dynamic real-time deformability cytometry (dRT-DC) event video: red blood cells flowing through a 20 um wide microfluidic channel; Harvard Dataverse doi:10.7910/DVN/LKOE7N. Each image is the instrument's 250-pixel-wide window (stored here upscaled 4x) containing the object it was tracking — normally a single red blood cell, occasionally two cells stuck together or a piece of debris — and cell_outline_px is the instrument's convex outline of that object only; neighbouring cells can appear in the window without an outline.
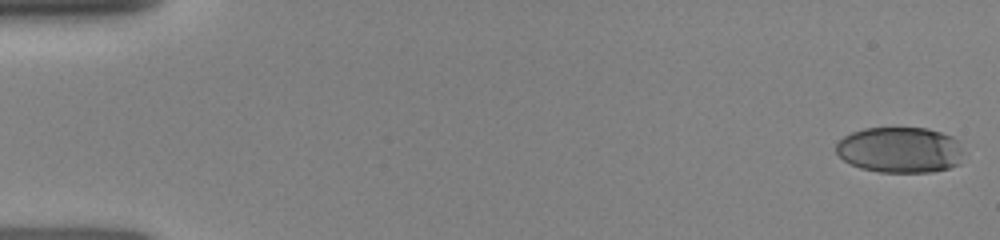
{"species": "human", "species_latin": "Homo sapiens", "temperature_condition": "room temperature", "stored_images_in_passage": 36, "camera_frame_rate_fps": 3000, "um_per_image_px": 0.085, "donor": {"sex": "female"}, "frame": {"image": 1, "passage_image": 1, "time_ms": 0.0, "image_size_px": [1000, 240], "cell_outline_px": [[968, 152], [960, 164], [948, 168], [932, 172], [880, 172], [860, 168], [844, 160], [836, 152], [836, 144], [844, 136], [852, 132], [864, 128], [928, 128], [952, 136]], "centroid_in_image_um": [76.57, 12.74], "position_along_channel_um": 8.4, "area_um2": 34.51}}
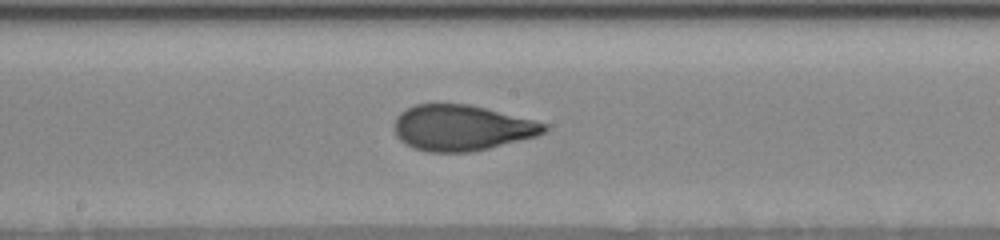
{"frame": {"image": 2, "passage_image": 20, "time_ms": 8.333, "image_size_px": [1000, 240], "cell_outline_px": [[548, 128], [544, 132], [536, 136], [472, 152], [428, 152], [412, 148], [400, 140], [396, 136], [392, 128], [396, 116], [400, 112], [416, 104], [468, 104], [548, 124]], "centroid_in_image_um": [39.18, 10.87], "position_along_channel_um": 209.0, "area_um2": 39.77}}
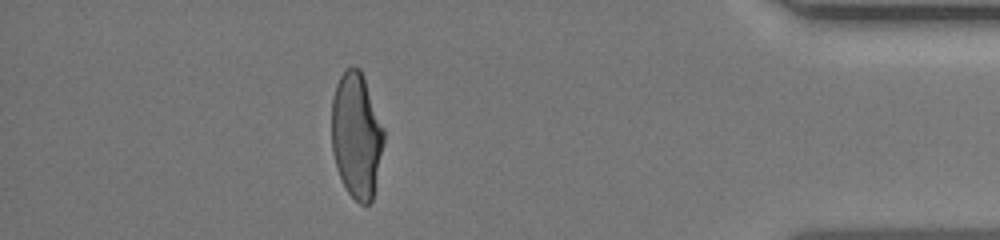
{"frame": {"image": 3, "passage_image": 34, "time_ms": 14.0, "image_size_px": [1000, 240], "cell_outline_px": [[384, 140], [372, 200], [368, 204], [360, 204], [348, 192], [340, 176], [336, 164], [332, 148], [332, 100], [336, 84], [344, 68], [352, 64], [360, 68], [364, 76], [384, 128]], "centroid_in_image_um": [30.3, 11.43], "position_along_channel_um": 404.9, "area_um2": 38.09}}